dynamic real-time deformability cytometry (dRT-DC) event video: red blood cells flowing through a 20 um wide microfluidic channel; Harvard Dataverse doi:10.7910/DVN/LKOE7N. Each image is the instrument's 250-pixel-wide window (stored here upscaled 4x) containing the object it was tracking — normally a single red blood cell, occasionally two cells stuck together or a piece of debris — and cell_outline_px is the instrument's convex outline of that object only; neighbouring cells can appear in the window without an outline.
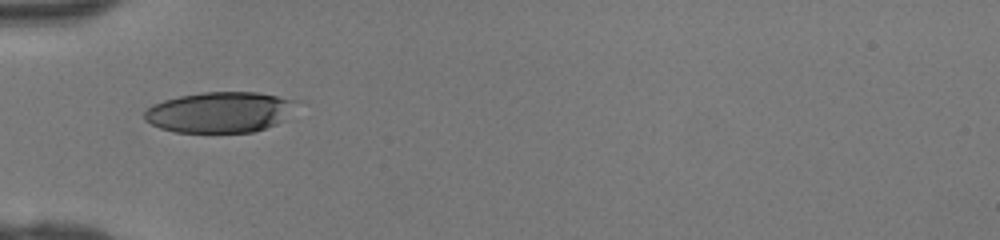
{"species": "human", "species_latin": "Homo sapiens", "temperature_condition": "room temperature", "stored_images_in_passage": 19, "camera_frame_rate_fps": 3000, "um_per_image_px": 0.085, "donor": {"sex": "female"}, "frame": {"image": 1, "passage_image": 1, "time_ms": 0.0, "image_size_px": [1000, 240], "cell_outline_px": [[276, 100], [264, 124], [260, 128], [244, 132], [188, 132], [160, 104], [172, 100], [188, 96], [224, 92], [240, 92], [272, 96]], "centroid_in_image_um": [18.8, 9.5], "position_along_channel_um": 66.2, "area_um2": 25.84}}
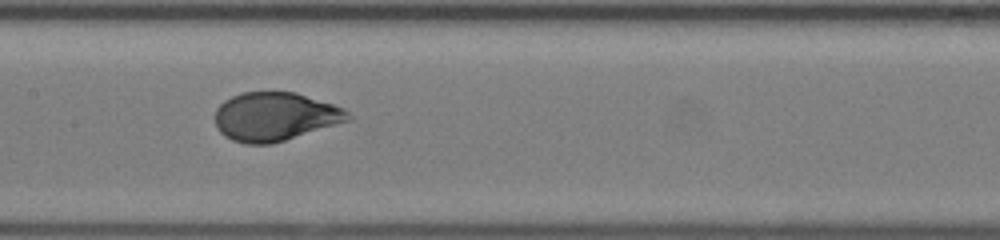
{"frame": {"image": 2, "passage_image": 9, "time_ms": 2.667, "image_size_px": [1000, 240], "cell_outline_px": [[336, 112], [316, 124], [280, 140], [240, 140], [224, 132], [220, 108], [224, 104], [240, 96], [252, 92], [288, 92], [336, 108]], "centroid_in_image_um": [23.06, 9.81], "position_along_channel_um": 184.3, "area_um2": 29.65}}
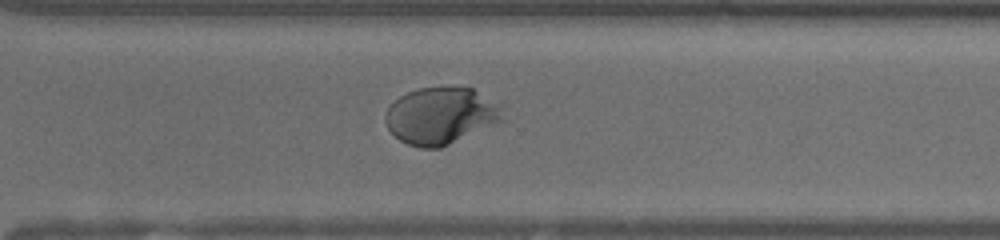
{"frame": {"image": 3, "passage_image": 19, "time_ms": 6.0, "image_size_px": [1000, 240], "cell_outline_px": [[472, 108], [456, 132], [444, 144], [416, 144], [404, 140], [400, 136], [444, 88], [468, 88], [472, 92]], "centroid_in_image_um": [37.45, 10.0], "position_along_channel_um": 333.1, "area_um2": 17.8}}